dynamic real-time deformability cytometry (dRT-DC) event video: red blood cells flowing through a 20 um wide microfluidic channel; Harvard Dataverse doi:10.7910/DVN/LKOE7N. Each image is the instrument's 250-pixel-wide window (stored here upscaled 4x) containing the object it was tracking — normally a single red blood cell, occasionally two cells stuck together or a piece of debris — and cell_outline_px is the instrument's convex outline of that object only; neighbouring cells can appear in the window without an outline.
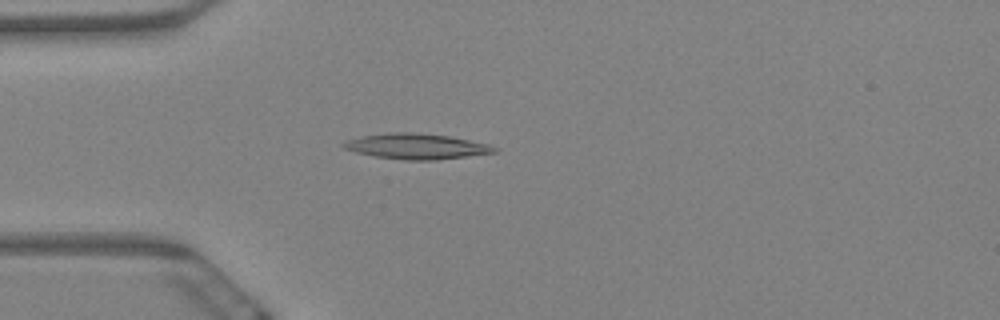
{"species": "Egyptian fruit bat (a non-hibernating species)", "species_latin": "Rousettus aegyptiacus", "temperature_condition": "warm", "stored_images_in_passage": 5, "camera_frame_rate_fps": 3000, "um_per_image_px": 0.085, "animal": {"sex": "female"}, "frame": {"image": 1, "passage_image": 5, "time_ms": 1.333, "image_size_px": [1000, 320], "cell_outline_px": [[500, 152], [436, 160], [408, 160], [376, 156], [356, 152], [344, 148], [340, 144], [348, 140], [360, 136], [388, 132], [408, 132], [448, 136], [488, 144], [500, 148]], "centroid_in_image_um": [35.43, 12.44], "position_along_channel_um": 49.6, "area_um2": 22.31}}